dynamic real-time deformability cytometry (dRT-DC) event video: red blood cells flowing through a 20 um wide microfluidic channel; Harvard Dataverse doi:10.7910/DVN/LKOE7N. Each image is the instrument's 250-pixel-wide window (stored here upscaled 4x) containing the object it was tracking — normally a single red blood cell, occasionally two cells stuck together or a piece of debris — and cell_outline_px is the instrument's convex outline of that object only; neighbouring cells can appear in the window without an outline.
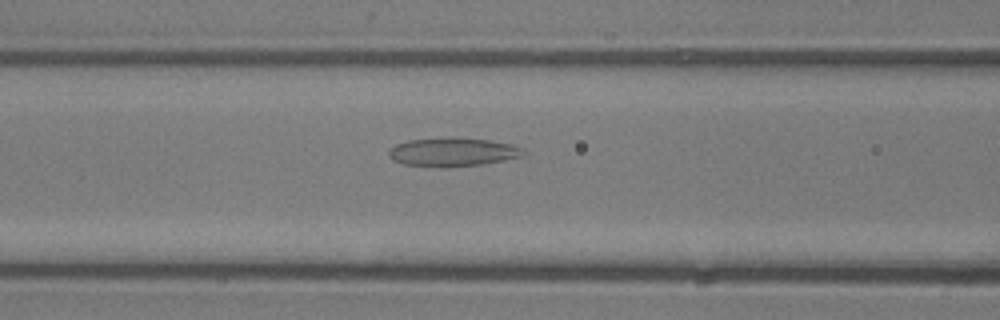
{"species": "common noctule bat (a hibernating species)", "species_latin": "Nyctalus noctula", "temperature_condition": "room temperature", "stored_images_in_passage": 34, "camera_frame_rate_fps": 3000, "um_per_image_px": 0.085, "animal": {"sex": "male", "body_mass_g": 13.3}, "frame": {"image": 1, "passage_image": 11, "time_ms": 3.333, "image_size_px": [1000, 320], "cell_outline_px": [[528, 152], [520, 156], [504, 160], [480, 164], [404, 164], [396, 160], [388, 152], [396, 144], [408, 140], [448, 136], [452, 136], [488, 140], [512, 144], [524, 148]], "centroid_in_image_um": [38.58, 12.84], "position_along_channel_um": 128.0, "area_um2": 21.5}}
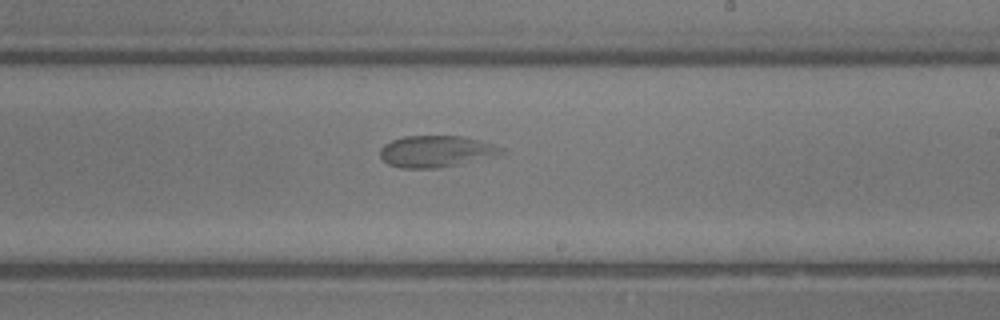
{"frame": {"image": 2, "passage_image": 20, "time_ms": 6.333, "image_size_px": [1000, 320], "cell_outline_px": [[504, 152], [460, 164], [440, 168], [400, 168], [388, 164], [380, 156], [380, 148], [384, 144], [392, 140], [404, 136], [464, 136], [480, 140], [504, 148]], "centroid_in_image_um": [37.02, 12.86], "position_along_channel_um": 252.0, "area_um2": 22.14}}
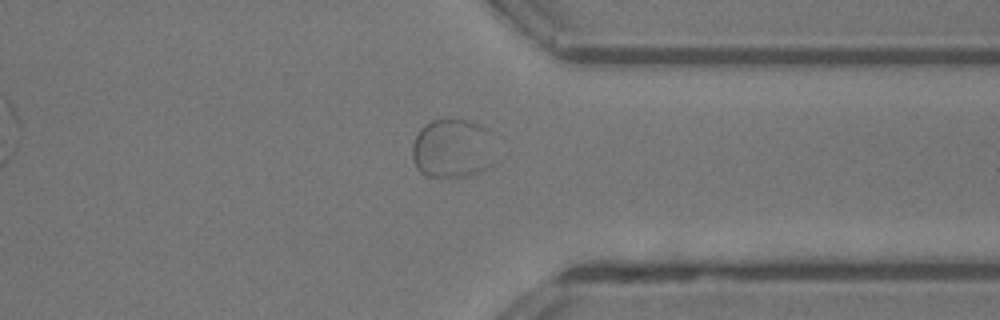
{"frame": {"image": 3, "passage_image": 29, "time_ms": 9.333, "image_size_px": [1000, 320], "cell_outline_px": [[492, 164], [476, 172], [464, 176], [428, 176], [420, 172], [416, 168], [412, 160], [412, 144], [420, 128], [424, 124], [432, 120], [444, 116], [468, 120], [484, 128]], "centroid_in_image_um": [38.3, 12.58], "position_along_channel_um": 373.1, "area_um2": 27.98}}